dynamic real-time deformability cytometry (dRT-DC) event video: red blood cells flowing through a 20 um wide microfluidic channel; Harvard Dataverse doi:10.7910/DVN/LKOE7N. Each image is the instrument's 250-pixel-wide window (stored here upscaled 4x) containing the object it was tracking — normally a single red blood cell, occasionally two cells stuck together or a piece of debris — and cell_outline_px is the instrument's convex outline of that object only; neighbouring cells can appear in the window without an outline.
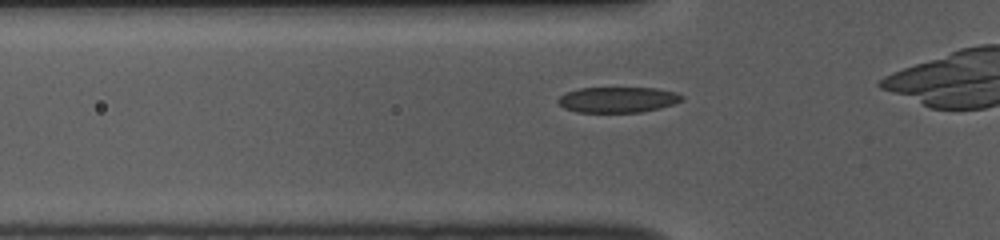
{"species": "common noctule bat (a hibernating species)", "species_latin": "Nyctalus noctula", "temperature_condition": "room temperature", "stored_images_in_passage": 33, "camera_frame_rate_fps": 3000, "um_per_image_px": 0.085, "animal": {"sex": "female", "body_mass_g": 10.0, "forearm_length_mm": 53.1}, "frame": {"image": 1, "passage_image": 8, "time_ms": 2.333, "image_size_px": [1000, 240], "cell_outline_px": [[684, 100], [660, 108], [640, 112], [576, 112], [564, 108], [556, 100], [560, 96], [568, 92], [580, 88], [656, 88], [676, 92], [684, 96]], "centroid_in_image_um": [52.53, 8.47], "position_along_channel_um": 73.3, "area_um2": 18.44}}
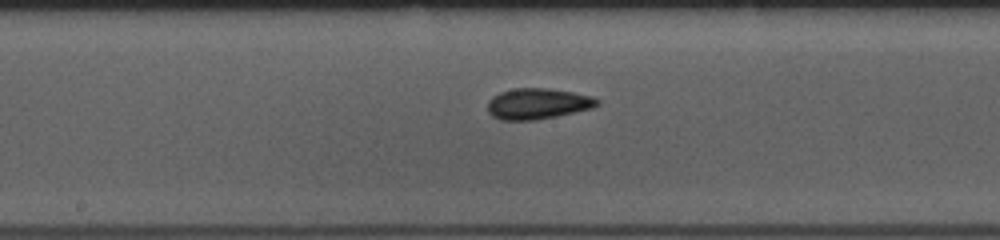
{"frame": {"image": 2, "passage_image": 18, "time_ms": 5.667, "image_size_px": [1000, 240], "cell_outline_px": [[600, 104], [592, 108], [556, 116], [532, 120], [500, 120], [492, 116], [488, 112], [488, 100], [492, 96], [500, 92], [512, 88], [548, 88], [572, 92], [592, 96], [600, 100]], "centroid_in_image_um": [45.69, 8.81], "position_along_channel_um": 202.5, "area_um2": 19.77}}
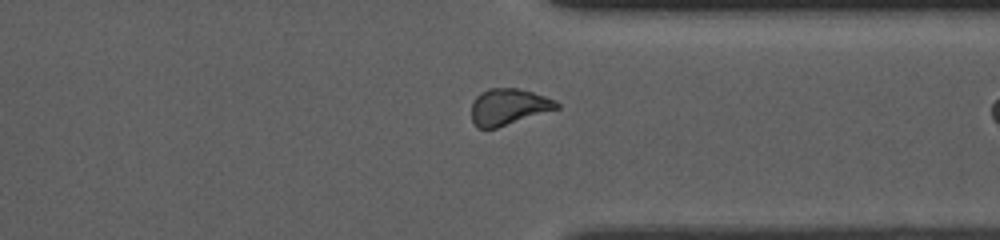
{"frame": {"image": 3, "passage_image": 31, "time_ms": 10.0, "image_size_px": [1000, 240], "cell_outline_px": [[560, 108], [496, 128], [476, 128], [472, 120], [472, 100], [480, 92], [488, 88], [516, 88], [532, 92], [556, 100], [560, 104]], "centroid_in_image_um": [43.21, 9.07], "position_along_channel_um": 368.2, "area_um2": 18.09}}